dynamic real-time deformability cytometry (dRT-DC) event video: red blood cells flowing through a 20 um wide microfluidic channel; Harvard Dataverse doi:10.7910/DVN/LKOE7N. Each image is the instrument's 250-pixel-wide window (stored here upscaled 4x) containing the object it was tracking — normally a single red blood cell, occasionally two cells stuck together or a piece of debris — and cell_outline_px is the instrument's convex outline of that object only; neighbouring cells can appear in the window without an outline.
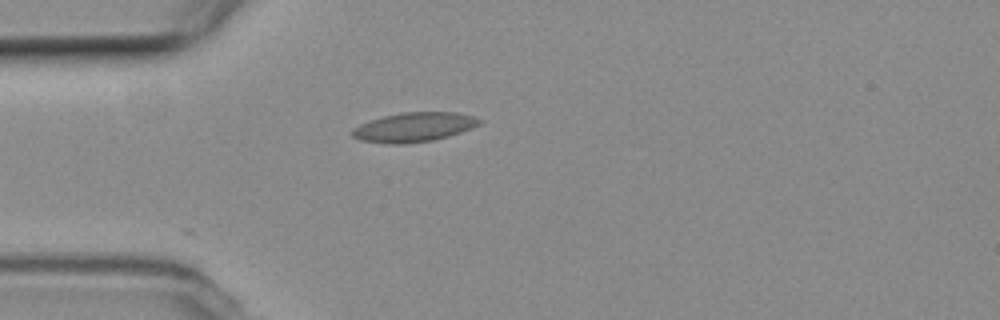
{"species": "common noctule bat (a hibernating species)", "species_latin": "Nyctalus noctula", "temperature_condition": "room temperature", "stored_images_in_passage": 35, "camera_frame_rate_fps": 3000, "um_per_image_px": 0.085, "animal": {"sex": "female", "body_mass_g": 19.3, "forearm_length_mm": 54.1}, "frame": {"image": 1, "passage_image": 1, "time_ms": 0.0, "image_size_px": [1000, 320], "cell_outline_px": [[484, 120], [480, 124], [472, 128], [448, 136], [432, 140], [404, 144], [384, 144], [360, 140], [352, 136], [352, 128], [360, 124], [384, 116], [400, 112], [456, 112], [472, 116]], "centroid_in_image_um": [35.18, 10.81], "position_along_channel_um": 49.8, "area_um2": 21.79}}
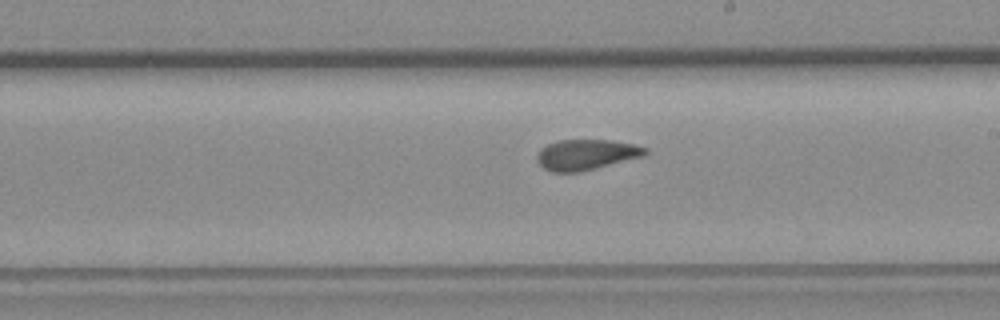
{"frame": {"image": 2, "passage_image": 17, "time_ms": 5.333, "image_size_px": [1000, 320], "cell_outline_px": [[648, 152], [644, 156], [580, 172], [552, 172], [544, 168], [540, 164], [536, 156], [548, 144], [560, 140], [612, 140], [636, 144], [648, 148]], "centroid_in_image_um": [49.89, 13.14], "position_along_channel_um": 239.1, "area_um2": 19.13}}
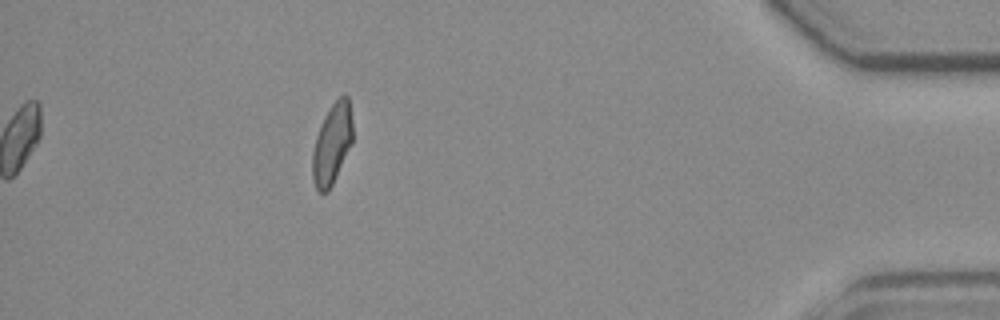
{"frame": {"image": 3, "passage_image": 35, "time_ms": 11.333, "image_size_px": [1000, 320], "cell_outline_px": [[352, 140], [332, 184], [328, 192], [316, 192], [312, 180], [312, 152], [316, 136], [320, 124], [324, 116], [332, 104], [340, 96], [348, 96], [352, 120]], "centroid_in_image_um": [28.18, 12.24], "position_along_channel_um": 407.0, "area_um2": 18.67}, "authors_computed_cell_mechanics": {"area_um2": 19.5364, "velocity_mm_per_s": 3.7422, "shape_relaxation_time_tau1_ms": null, "shape_relaxation_time_tau2_ms": 2.5201, "deformation_change_tau1": null, "deformation_change_tau2": 0.0749}}